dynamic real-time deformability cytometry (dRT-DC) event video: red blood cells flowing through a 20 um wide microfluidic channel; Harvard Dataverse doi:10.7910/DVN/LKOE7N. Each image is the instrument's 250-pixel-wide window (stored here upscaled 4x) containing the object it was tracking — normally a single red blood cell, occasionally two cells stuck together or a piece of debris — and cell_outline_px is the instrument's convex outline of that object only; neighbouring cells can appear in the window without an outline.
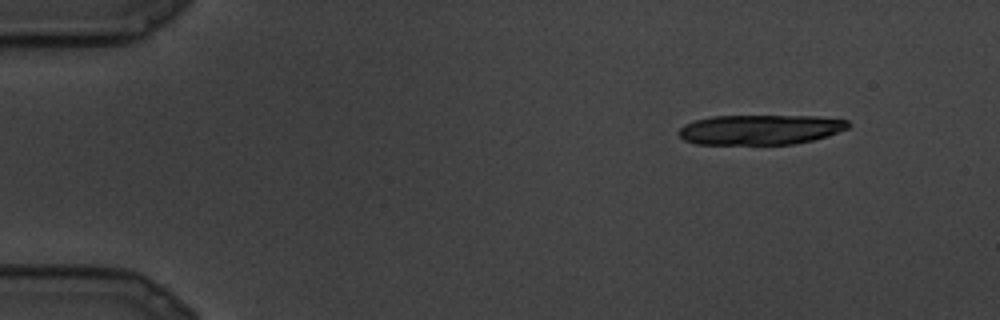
{"species": "common noctule bat (a hibernating species)", "species_latin": "Nyctalus noctula", "temperature_condition": "cold", "stored_images_in_passage": 14, "camera_frame_rate_fps": 3000, "um_per_image_px": 0.085, "animal": {"sex": "male", "body_mass_g": 19.5, "forearm_length_mm": 54.6}, "frame": {"image": 1, "passage_image": 1, "time_ms": 0.0, "image_size_px": [1000, 320], "cell_outline_px": [[852, 124], [848, 128], [828, 136], [812, 140], [792, 144], [696, 144], [684, 140], [676, 132], [684, 124], [696, 120], [712, 116], [816, 116], [848, 120]], "centroid_in_image_um": [64.62, 11.01], "position_along_channel_um": 20.4, "area_um2": 29.65}}
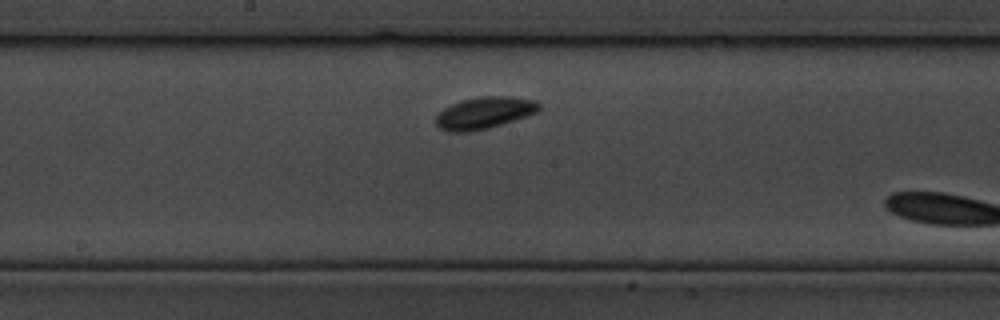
{"frame": {"image": 2, "passage_image": 14, "time_ms": 4.333, "image_size_px": [1000, 320], "cell_outline_px": [[540, 108], [536, 112], [488, 128], [468, 132], [448, 132], [440, 128], [436, 124], [436, 116], [444, 108], [452, 104], [464, 100], [480, 96], [512, 96], [536, 100], [540, 104]], "centroid_in_image_um": [41.15, 9.58], "position_along_channel_um": 207.0, "area_um2": 18.9}}